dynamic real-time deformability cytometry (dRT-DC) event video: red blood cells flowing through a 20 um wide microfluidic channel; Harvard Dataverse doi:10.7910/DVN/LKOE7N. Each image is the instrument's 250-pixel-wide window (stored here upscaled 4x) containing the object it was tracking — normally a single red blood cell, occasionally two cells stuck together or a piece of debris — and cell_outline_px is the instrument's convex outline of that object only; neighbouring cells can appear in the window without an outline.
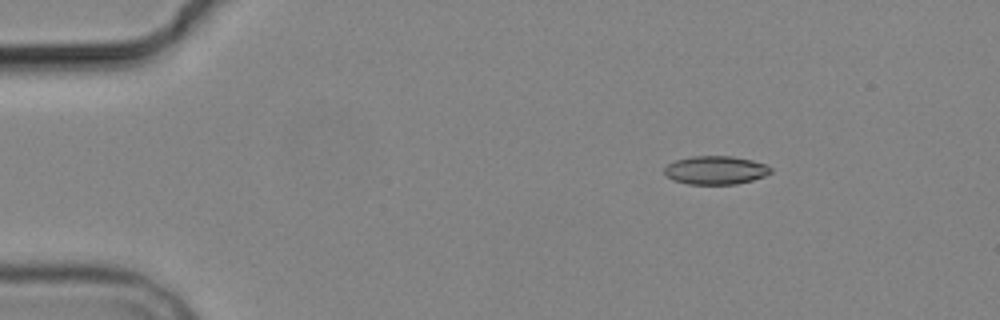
{"species": "common noctule bat (a hibernating species)", "species_latin": "Nyctalus noctula", "temperature_condition": "cold", "stored_images_in_passage": 6, "camera_frame_rate_fps": 3000, "um_per_image_px": 0.085, "animal": {"sex": "male", "body_mass_g": 19.2, "forearm_length_mm": 51.8}, "frame": {"image": 1, "passage_image": 1, "time_ms": 0.0, "image_size_px": [1000, 320], "cell_outline_px": [[772, 172], [764, 176], [752, 180], [736, 184], [688, 184], [672, 180], [664, 176], [664, 168], [668, 164], [676, 160], [692, 156], [732, 156], [752, 160], [768, 164], [772, 168]], "centroid_in_image_um": [60.82, 14.46], "position_along_channel_um": 24.2, "area_um2": 17.8}}
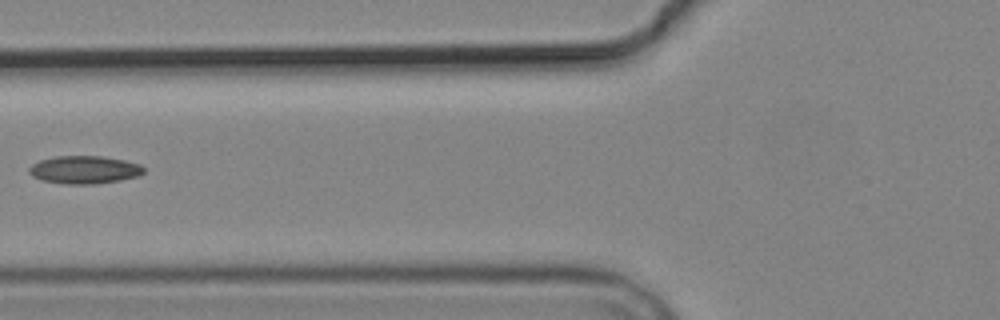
{"frame": {"image": 2, "passage_image": 5, "time_ms": 4.667, "image_size_px": [1000, 320], "cell_outline_px": [[144, 172], [136, 176], [120, 180], [96, 184], [64, 184], [40, 180], [32, 176], [28, 172], [28, 168], [32, 164], [40, 160], [52, 156], [100, 156], [124, 160], [140, 164], [144, 168]], "centroid_in_image_um": [7.12, 14.43], "position_along_channel_um": 118.7, "area_um2": 18.73}}
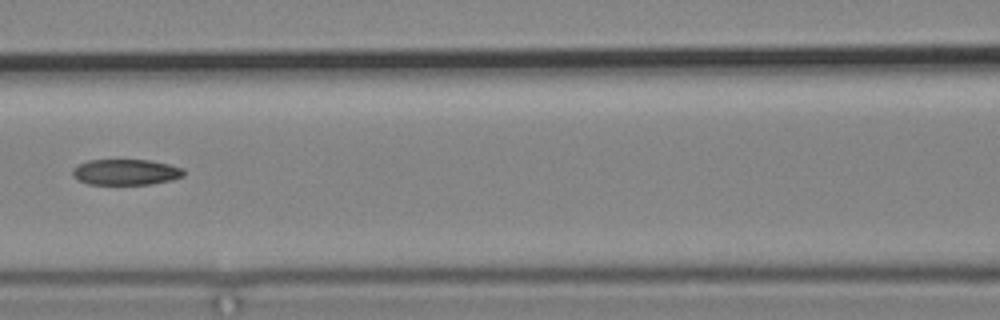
{"frame": {"image": 3, "passage_image": 6, "time_ms": 5.667, "image_size_px": [1000, 320], "cell_outline_px": [[184, 176], [172, 180], [152, 184], [88, 184], [72, 176], [72, 168], [88, 160], [148, 160], [168, 164], [184, 168]], "centroid_in_image_um": [10.71, 14.63], "position_along_channel_um": 155.9, "area_um2": 16.7}}